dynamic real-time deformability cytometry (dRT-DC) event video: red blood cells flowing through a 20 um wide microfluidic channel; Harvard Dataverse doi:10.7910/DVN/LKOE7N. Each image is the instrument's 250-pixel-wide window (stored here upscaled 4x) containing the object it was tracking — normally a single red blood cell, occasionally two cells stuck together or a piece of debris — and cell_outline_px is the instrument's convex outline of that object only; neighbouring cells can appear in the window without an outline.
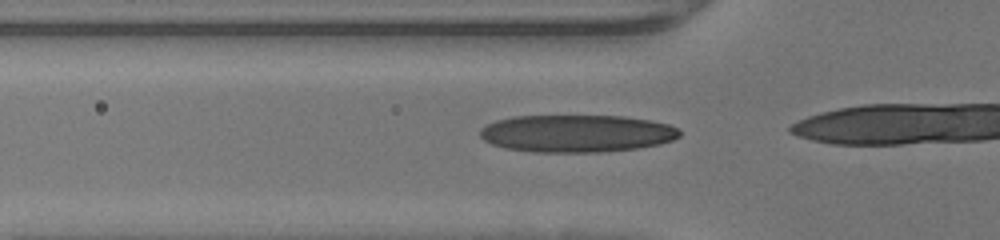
{"species": "human", "species_latin": "Homo sapiens", "temperature_condition": "warm", "stored_images_in_passage": 15, "camera_frame_rate_fps": 3000, "um_per_image_px": 0.085, "donor": {"sex": "male"}, "frame": {"image": 1, "passage_image": 11, "time_ms": 3.333, "image_size_px": [1000, 240], "cell_outline_px": [[680, 136], [672, 140], [660, 144], [636, 148], [600, 152], [532, 152], [504, 148], [492, 144], [484, 140], [480, 136], [480, 128], [496, 120], [512, 116], [624, 116], [652, 120], [668, 124], [676, 128], [680, 132]], "centroid_in_image_um": [49.0, 11.34], "position_along_channel_um": 76.8, "area_um2": 43.64}}
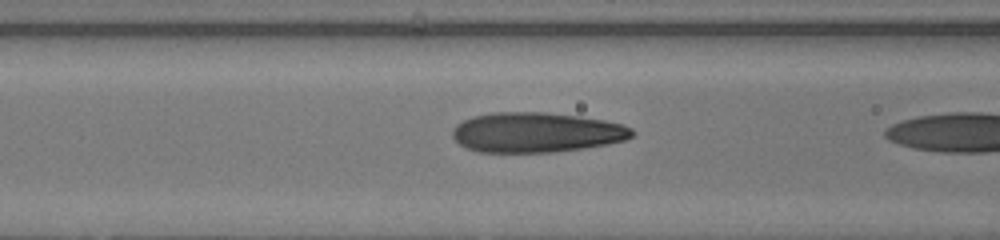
{"frame": {"image": 2, "passage_image": 14, "time_ms": 4.333, "image_size_px": [1000, 240], "cell_outline_px": [[636, 132], [632, 136], [624, 140], [608, 144], [584, 148], [552, 152], [480, 152], [464, 148], [452, 136], [452, 128], [456, 124], [472, 116], [492, 112], [544, 112], [580, 116], [604, 120], [624, 124], [632, 128]], "centroid_in_image_um": [45.58, 11.25], "position_along_channel_um": 121.0, "area_um2": 42.14}}